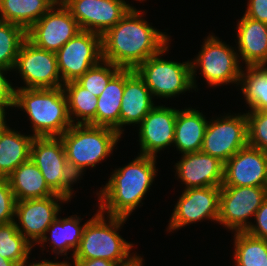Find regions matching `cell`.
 <instances>
[{
	"instance_id": "f35d334b",
	"label": "cell",
	"mask_w": 267,
	"mask_h": 266,
	"mask_svg": "<svg viewBox=\"0 0 267 266\" xmlns=\"http://www.w3.org/2000/svg\"><path fill=\"white\" fill-rule=\"evenodd\" d=\"M74 266H117V263L106 259L73 260Z\"/></svg>"
},
{
	"instance_id": "603a6c76",
	"label": "cell",
	"mask_w": 267,
	"mask_h": 266,
	"mask_svg": "<svg viewBox=\"0 0 267 266\" xmlns=\"http://www.w3.org/2000/svg\"><path fill=\"white\" fill-rule=\"evenodd\" d=\"M6 179L16 201L41 199L56 194L47 185L43 174L31 159L18 166Z\"/></svg>"
},
{
	"instance_id": "ba28073f",
	"label": "cell",
	"mask_w": 267,
	"mask_h": 266,
	"mask_svg": "<svg viewBox=\"0 0 267 266\" xmlns=\"http://www.w3.org/2000/svg\"><path fill=\"white\" fill-rule=\"evenodd\" d=\"M30 159L43 174L47 185L59 195L71 201L76 176L71 172L64 144L60 137H34L30 147Z\"/></svg>"
},
{
	"instance_id": "cb8c5ba5",
	"label": "cell",
	"mask_w": 267,
	"mask_h": 266,
	"mask_svg": "<svg viewBox=\"0 0 267 266\" xmlns=\"http://www.w3.org/2000/svg\"><path fill=\"white\" fill-rule=\"evenodd\" d=\"M33 135H24L5 125L0 131V178L6 179L30 159Z\"/></svg>"
},
{
	"instance_id": "f1b7e54d",
	"label": "cell",
	"mask_w": 267,
	"mask_h": 266,
	"mask_svg": "<svg viewBox=\"0 0 267 266\" xmlns=\"http://www.w3.org/2000/svg\"><path fill=\"white\" fill-rule=\"evenodd\" d=\"M239 79L248 111H267V66H246Z\"/></svg>"
},
{
	"instance_id": "5b68a950",
	"label": "cell",
	"mask_w": 267,
	"mask_h": 266,
	"mask_svg": "<svg viewBox=\"0 0 267 266\" xmlns=\"http://www.w3.org/2000/svg\"><path fill=\"white\" fill-rule=\"evenodd\" d=\"M85 225L79 248L73 260L106 259L117 264L127 262L134 256V247L117 232L128 218L108 216L99 210ZM106 219V220H105Z\"/></svg>"
},
{
	"instance_id": "f546056e",
	"label": "cell",
	"mask_w": 267,
	"mask_h": 266,
	"mask_svg": "<svg viewBox=\"0 0 267 266\" xmlns=\"http://www.w3.org/2000/svg\"><path fill=\"white\" fill-rule=\"evenodd\" d=\"M233 240L234 266H267V240L246 231L235 232Z\"/></svg>"
},
{
	"instance_id": "d6a6232c",
	"label": "cell",
	"mask_w": 267,
	"mask_h": 266,
	"mask_svg": "<svg viewBox=\"0 0 267 266\" xmlns=\"http://www.w3.org/2000/svg\"><path fill=\"white\" fill-rule=\"evenodd\" d=\"M121 69V67L102 59L98 64L86 71L77 82L98 97L108 85L109 81Z\"/></svg>"
},
{
	"instance_id": "b9f144b4",
	"label": "cell",
	"mask_w": 267,
	"mask_h": 266,
	"mask_svg": "<svg viewBox=\"0 0 267 266\" xmlns=\"http://www.w3.org/2000/svg\"><path fill=\"white\" fill-rule=\"evenodd\" d=\"M0 266H16V264L0 255Z\"/></svg>"
},
{
	"instance_id": "ffe728a7",
	"label": "cell",
	"mask_w": 267,
	"mask_h": 266,
	"mask_svg": "<svg viewBox=\"0 0 267 266\" xmlns=\"http://www.w3.org/2000/svg\"><path fill=\"white\" fill-rule=\"evenodd\" d=\"M144 80L134 69H124V92L120 108V135L123 126L140 124L155 106Z\"/></svg>"
},
{
	"instance_id": "8fae6325",
	"label": "cell",
	"mask_w": 267,
	"mask_h": 266,
	"mask_svg": "<svg viewBox=\"0 0 267 266\" xmlns=\"http://www.w3.org/2000/svg\"><path fill=\"white\" fill-rule=\"evenodd\" d=\"M56 56L62 82L77 81L102 60V36L80 30L56 52Z\"/></svg>"
},
{
	"instance_id": "ac0fdd59",
	"label": "cell",
	"mask_w": 267,
	"mask_h": 266,
	"mask_svg": "<svg viewBox=\"0 0 267 266\" xmlns=\"http://www.w3.org/2000/svg\"><path fill=\"white\" fill-rule=\"evenodd\" d=\"M176 108L157 105L144 117L139 126L141 155L158 157L163 148L173 145Z\"/></svg>"
},
{
	"instance_id": "9c48e42d",
	"label": "cell",
	"mask_w": 267,
	"mask_h": 266,
	"mask_svg": "<svg viewBox=\"0 0 267 266\" xmlns=\"http://www.w3.org/2000/svg\"><path fill=\"white\" fill-rule=\"evenodd\" d=\"M248 145L246 113L226 114L208 121L201 151L226 163Z\"/></svg>"
},
{
	"instance_id": "8d00e7d4",
	"label": "cell",
	"mask_w": 267,
	"mask_h": 266,
	"mask_svg": "<svg viewBox=\"0 0 267 266\" xmlns=\"http://www.w3.org/2000/svg\"><path fill=\"white\" fill-rule=\"evenodd\" d=\"M256 224H251L246 232L254 237L267 240V198L255 213Z\"/></svg>"
},
{
	"instance_id": "277c9868",
	"label": "cell",
	"mask_w": 267,
	"mask_h": 266,
	"mask_svg": "<svg viewBox=\"0 0 267 266\" xmlns=\"http://www.w3.org/2000/svg\"><path fill=\"white\" fill-rule=\"evenodd\" d=\"M69 168L79 180L86 167H96L110 154L122 136L109 127L73 124L60 136ZM109 155V156H108Z\"/></svg>"
},
{
	"instance_id": "ee69618b",
	"label": "cell",
	"mask_w": 267,
	"mask_h": 266,
	"mask_svg": "<svg viewBox=\"0 0 267 266\" xmlns=\"http://www.w3.org/2000/svg\"><path fill=\"white\" fill-rule=\"evenodd\" d=\"M6 115L7 114H1L0 113V131L2 130V128L6 125L7 121H6Z\"/></svg>"
},
{
	"instance_id": "e0dca14e",
	"label": "cell",
	"mask_w": 267,
	"mask_h": 266,
	"mask_svg": "<svg viewBox=\"0 0 267 266\" xmlns=\"http://www.w3.org/2000/svg\"><path fill=\"white\" fill-rule=\"evenodd\" d=\"M222 186L267 187V153L245 146L224 163Z\"/></svg>"
},
{
	"instance_id": "4fadbf2b",
	"label": "cell",
	"mask_w": 267,
	"mask_h": 266,
	"mask_svg": "<svg viewBox=\"0 0 267 266\" xmlns=\"http://www.w3.org/2000/svg\"><path fill=\"white\" fill-rule=\"evenodd\" d=\"M68 199L59 194L41 198L16 201L15 223L18 231L33 245L45 236L47 228L57 218L61 205ZM18 221V222H17ZM21 225V226H20Z\"/></svg>"
},
{
	"instance_id": "4dcf8cb0",
	"label": "cell",
	"mask_w": 267,
	"mask_h": 266,
	"mask_svg": "<svg viewBox=\"0 0 267 266\" xmlns=\"http://www.w3.org/2000/svg\"><path fill=\"white\" fill-rule=\"evenodd\" d=\"M27 39V31L13 23L0 20V69H14L18 52Z\"/></svg>"
},
{
	"instance_id": "60d3db41",
	"label": "cell",
	"mask_w": 267,
	"mask_h": 266,
	"mask_svg": "<svg viewBox=\"0 0 267 266\" xmlns=\"http://www.w3.org/2000/svg\"><path fill=\"white\" fill-rule=\"evenodd\" d=\"M144 259L139 256L136 255L134 253V256L132 258H130L127 262L122 263V264H117V266H143V261Z\"/></svg>"
},
{
	"instance_id": "7bdbcfd3",
	"label": "cell",
	"mask_w": 267,
	"mask_h": 266,
	"mask_svg": "<svg viewBox=\"0 0 267 266\" xmlns=\"http://www.w3.org/2000/svg\"><path fill=\"white\" fill-rule=\"evenodd\" d=\"M49 3H51L53 6H64L66 0H47Z\"/></svg>"
},
{
	"instance_id": "52a82bcc",
	"label": "cell",
	"mask_w": 267,
	"mask_h": 266,
	"mask_svg": "<svg viewBox=\"0 0 267 266\" xmlns=\"http://www.w3.org/2000/svg\"><path fill=\"white\" fill-rule=\"evenodd\" d=\"M169 45L141 63L135 71L144 80L152 96L172 98L194 89L191 62H176L162 58Z\"/></svg>"
},
{
	"instance_id": "3957f363",
	"label": "cell",
	"mask_w": 267,
	"mask_h": 266,
	"mask_svg": "<svg viewBox=\"0 0 267 266\" xmlns=\"http://www.w3.org/2000/svg\"><path fill=\"white\" fill-rule=\"evenodd\" d=\"M14 107L28 115L33 137H60L73 125L62 87L15 88Z\"/></svg>"
},
{
	"instance_id": "7a4b0ae2",
	"label": "cell",
	"mask_w": 267,
	"mask_h": 266,
	"mask_svg": "<svg viewBox=\"0 0 267 266\" xmlns=\"http://www.w3.org/2000/svg\"><path fill=\"white\" fill-rule=\"evenodd\" d=\"M156 158L139 154L128 165L114 170L108 183L96 194L99 211L108 216L129 218L141 206L158 170Z\"/></svg>"
},
{
	"instance_id": "484cf974",
	"label": "cell",
	"mask_w": 267,
	"mask_h": 266,
	"mask_svg": "<svg viewBox=\"0 0 267 266\" xmlns=\"http://www.w3.org/2000/svg\"><path fill=\"white\" fill-rule=\"evenodd\" d=\"M124 92V69H121L97 98L96 126L115 129L120 134V108Z\"/></svg>"
},
{
	"instance_id": "6da1fadb",
	"label": "cell",
	"mask_w": 267,
	"mask_h": 266,
	"mask_svg": "<svg viewBox=\"0 0 267 266\" xmlns=\"http://www.w3.org/2000/svg\"><path fill=\"white\" fill-rule=\"evenodd\" d=\"M134 6L102 35V59L121 67L136 69L149 57L163 51L171 40L143 18Z\"/></svg>"
},
{
	"instance_id": "d4e9b609",
	"label": "cell",
	"mask_w": 267,
	"mask_h": 266,
	"mask_svg": "<svg viewBox=\"0 0 267 266\" xmlns=\"http://www.w3.org/2000/svg\"><path fill=\"white\" fill-rule=\"evenodd\" d=\"M74 216V217H73ZM59 218V216L47 228L45 236L38 243L44 247V243L50 241L53 253L67 256L68 250H72V258L79 248L86 223L80 225L81 217L73 215ZM50 232V233H49ZM50 234V237L47 234Z\"/></svg>"
},
{
	"instance_id": "1f68e13d",
	"label": "cell",
	"mask_w": 267,
	"mask_h": 266,
	"mask_svg": "<svg viewBox=\"0 0 267 266\" xmlns=\"http://www.w3.org/2000/svg\"><path fill=\"white\" fill-rule=\"evenodd\" d=\"M33 245L18 231L15 221L0 225V255L16 265L29 258Z\"/></svg>"
},
{
	"instance_id": "9a60e30c",
	"label": "cell",
	"mask_w": 267,
	"mask_h": 266,
	"mask_svg": "<svg viewBox=\"0 0 267 266\" xmlns=\"http://www.w3.org/2000/svg\"><path fill=\"white\" fill-rule=\"evenodd\" d=\"M81 30L104 35L133 7L125 0H66Z\"/></svg>"
},
{
	"instance_id": "83f0119b",
	"label": "cell",
	"mask_w": 267,
	"mask_h": 266,
	"mask_svg": "<svg viewBox=\"0 0 267 266\" xmlns=\"http://www.w3.org/2000/svg\"><path fill=\"white\" fill-rule=\"evenodd\" d=\"M62 88L66 95L68 113L72 124H91L96 126L98 97L82 87L77 81L65 83Z\"/></svg>"
},
{
	"instance_id": "44dd1931",
	"label": "cell",
	"mask_w": 267,
	"mask_h": 266,
	"mask_svg": "<svg viewBox=\"0 0 267 266\" xmlns=\"http://www.w3.org/2000/svg\"><path fill=\"white\" fill-rule=\"evenodd\" d=\"M237 23L239 61L245 66L267 65V24L245 15Z\"/></svg>"
},
{
	"instance_id": "8992f818",
	"label": "cell",
	"mask_w": 267,
	"mask_h": 266,
	"mask_svg": "<svg viewBox=\"0 0 267 266\" xmlns=\"http://www.w3.org/2000/svg\"><path fill=\"white\" fill-rule=\"evenodd\" d=\"M236 51V52H235ZM192 69V84L196 90V72L200 68L202 76L210 87L239 84L242 66L238 52L234 47L220 41L215 35L204 39L201 50L195 59L190 60Z\"/></svg>"
},
{
	"instance_id": "836d02e7",
	"label": "cell",
	"mask_w": 267,
	"mask_h": 266,
	"mask_svg": "<svg viewBox=\"0 0 267 266\" xmlns=\"http://www.w3.org/2000/svg\"><path fill=\"white\" fill-rule=\"evenodd\" d=\"M248 145L267 153V111H246Z\"/></svg>"
},
{
	"instance_id": "5bb4252c",
	"label": "cell",
	"mask_w": 267,
	"mask_h": 266,
	"mask_svg": "<svg viewBox=\"0 0 267 266\" xmlns=\"http://www.w3.org/2000/svg\"><path fill=\"white\" fill-rule=\"evenodd\" d=\"M171 215L167 231L172 232L204 219L218 221L220 187L184 189Z\"/></svg>"
},
{
	"instance_id": "d590c367",
	"label": "cell",
	"mask_w": 267,
	"mask_h": 266,
	"mask_svg": "<svg viewBox=\"0 0 267 266\" xmlns=\"http://www.w3.org/2000/svg\"><path fill=\"white\" fill-rule=\"evenodd\" d=\"M7 71L0 69V113L6 114V110L14 107L15 88L12 82L6 79ZM6 72V73H5Z\"/></svg>"
},
{
	"instance_id": "2e32d148",
	"label": "cell",
	"mask_w": 267,
	"mask_h": 266,
	"mask_svg": "<svg viewBox=\"0 0 267 266\" xmlns=\"http://www.w3.org/2000/svg\"><path fill=\"white\" fill-rule=\"evenodd\" d=\"M80 30L65 6H52L27 30V39L40 49L56 53Z\"/></svg>"
},
{
	"instance_id": "4316f807",
	"label": "cell",
	"mask_w": 267,
	"mask_h": 266,
	"mask_svg": "<svg viewBox=\"0 0 267 266\" xmlns=\"http://www.w3.org/2000/svg\"><path fill=\"white\" fill-rule=\"evenodd\" d=\"M52 6L47 0H0V20L27 31Z\"/></svg>"
},
{
	"instance_id": "e575fe53",
	"label": "cell",
	"mask_w": 267,
	"mask_h": 266,
	"mask_svg": "<svg viewBox=\"0 0 267 266\" xmlns=\"http://www.w3.org/2000/svg\"><path fill=\"white\" fill-rule=\"evenodd\" d=\"M16 200L10 183L0 178V225L14 222Z\"/></svg>"
},
{
	"instance_id": "7402d4cb",
	"label": "cell",
	"mask_w": 267,
	"mask_h": 266,
	"mask_svg": "<svg viewBox=\"0 0 267 266\" xmlns=\"http://www.w3.org/2000/svg\"><path fill=\"white\" fill-rule=\"evenodd\" d=\"M204 116L192 107L177 109L173 146H176L181 154L201 151L208 124Z\"/></svg>"
},
{
	"instance_id": "7c38bea8",
	"label": "cell",
	"mask_w": 267,
	"mask_h": 266,
	"mask_svg": "<svg viewBox=\"0 0 267 266\" xmlns=\"http://www.w3.org/2000/svg\"><path fill=\"white\" fill-rule=\"evenodd\" d=\"M17 70L25 85L16 86L19 89H55L64 85L58 70L56 53L40 49L28 39L18 52L13 71L17 73Z\"/></svg>"
},
{
	"instance_id": "ab89813d",
	"label": "cell",
	"mask_w": 267,
	"mask_h": 266,
	"mask_svg": "<svg viewBox=\"0 0 267 266\" xmlns=\"http://www.w3.org/2000/svg\"><path fill=\"white\" fill-rule=\"evenodd\" d=\"M16 266H72L71 263L67 262V261H56V262H53V261H50V260H42L40 262H32L29 264L28 262V259H26L25 261H23L22 263L16 265Z\"/></svg>"
},
{
	"instance_id": "74e56055",
	"label": "cell",
	"mask_w": 267,
	"mask_h": 266,
	"mask_svg": "<svg viewBox=\"0 0 267 266\" xmlns=\"http://www.w3.org/2000/svg\"><path fill=\"white\" fill-rule=\"evenodd\" d=\"M244 15L267 24V0H248Z\"/></svg>"
},
{
	"instance_id": "d6986e66",
	"label": "cell",
	"mask_w": 267,
	"mask_h": 266,
	"mask_svg": "<svg viewBox=\"0 0 267 266\" xmlns=\"http://www.w3.org/2000/svg\"><path fill=\"white\" fill-rule=\"evenodd\" d=\"M175 170L185 189L223 185L224 163L202 151L182 154Z\"/></svg>"
},
{
	"instance_id": "30bf717a",
	"label": "cell",
	"mask_w": 267,
	"mask_h": 266,
	"mask_svg": "<svg viewBox=\"0 0 267 266\" xmlns=\"http://www.w3.org/2000/svg\"><path fill=\"white\" fill-rule=\"evenodd\" d=\"M267 198V187L221 186L217 223L232 232L246 231L262 202Z\"/></svg>"
}]
</instances>
